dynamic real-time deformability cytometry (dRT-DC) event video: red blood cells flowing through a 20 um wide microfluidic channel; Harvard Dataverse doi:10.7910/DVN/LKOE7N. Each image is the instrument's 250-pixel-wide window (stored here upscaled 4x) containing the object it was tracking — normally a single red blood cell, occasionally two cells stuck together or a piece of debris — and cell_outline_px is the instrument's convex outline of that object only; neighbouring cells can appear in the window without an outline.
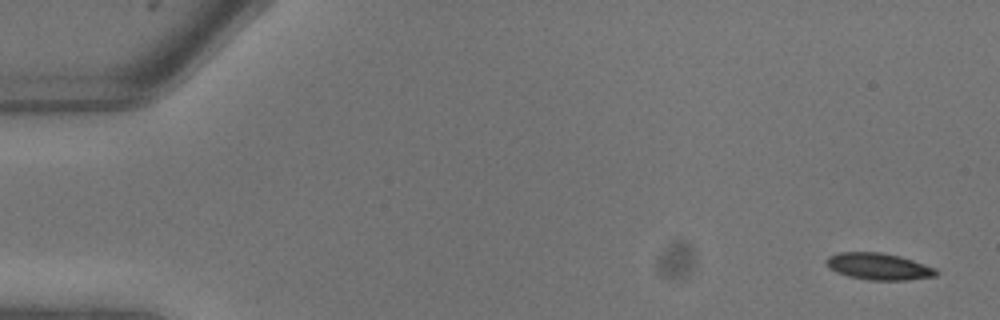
{"species": "common noctule bat (a hibernating species)", "species_latin": "Nyctalus noctula", "temperature_condition": "warm", "stored_images_in_passage": 7, "camera_frame_rate_fps": 3000, "um_per_image_px": 0.085, "animal": {"sex": "male", "body_mass_g": 13.3}, "frame": {"image": 1, "passage_image": 1, "time_ms": 0.0, "image_size_px": [1000, 320], "cell_outline_px": [[936, 276], [908, 280], [868, 280], [848, 276], [836, 272], [828, 268], [824, 264], [824, 260], [828, 256], [836, 252], [880, 252], [900, 256], [936, 268]], "centroid_in_image_um": [74.61, 22.64], "position_along_channel_um": 10.4, "area_um2": 17.28}}
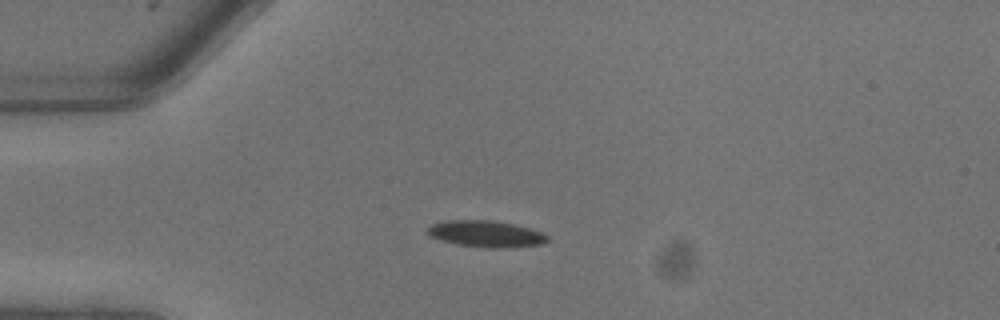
{"frame": {"image": 2, "passage_image": 6, "time_ms": 1.667, "image_size_px": [1000, 320], "cell_outline_px": [[552, 240], [540, 244], [508, 248], [484, 248], [456, 244], [440, 240], [428, 236], [428, 228], [432, 224], [444, 220], [492, 220], [512, 224], [528, 228], [540, 232], [548, 236]], "centroid_in_image_um": [41.29, 19.89], "position_along_channel_um": 43.7, "area_um2": 18.61}}